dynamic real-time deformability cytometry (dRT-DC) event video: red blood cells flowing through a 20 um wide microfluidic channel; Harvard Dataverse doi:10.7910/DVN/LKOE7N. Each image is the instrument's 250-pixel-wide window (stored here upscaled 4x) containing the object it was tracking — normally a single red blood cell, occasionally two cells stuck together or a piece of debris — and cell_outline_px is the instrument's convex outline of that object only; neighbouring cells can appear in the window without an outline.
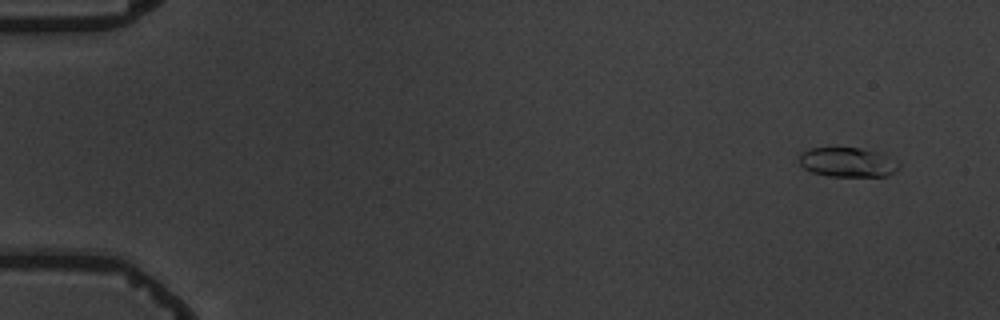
{"species": "common noctule bat (a hibernating species)", "species_latin": "Nyctalus noctula", "temperature_condition": "warm", "stored_images_in_passage": 5, "camera_frame_rate_fps": 3000, "um_per_image_px": 0.085, "animal": {"sex": "male", "body_mass_g": 19.5, "forearm_length_mm": 54.6}, "frame": {"image": 1, "passage_image": 1, "time_ms": 0.0, "image_size_px": [1000, 320], "cell_outline_px": [[900, 168], [888, 176], [828, 176], [812, 172], [804, 168], [800, 164], [800, 152], [808, 148], [860, 148], [884, 152], [900, 164]], "centroid_in_image_um": [72.09, 13.78], "position_along_channel_um": 12.9, "area_um2": 17.4}}
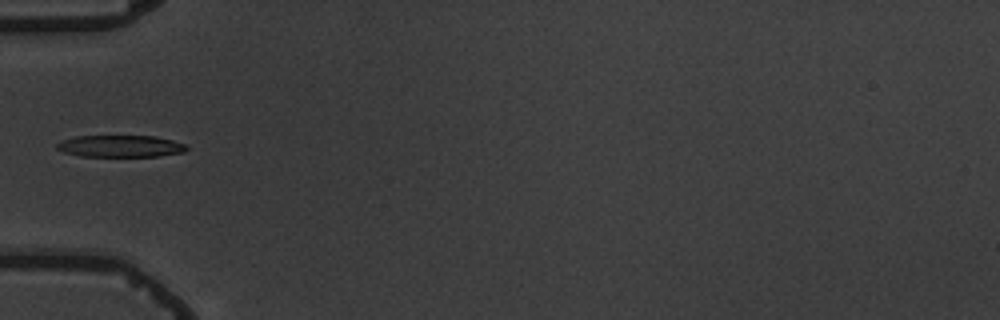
{"frame": {"image": 2, "passage_image": 5, "time_ms": 5.333, "image_size_px": [1000, 320], "cell_outline_px": [[188, 148], [184, 152], [160, 156], [80, 156], [64, 152], [56, 148], [56, 144], [64, 140], [76, 136], [156, 136], [172, 140], [184, 144]], "centroid_in_image_um": [10.25, 12.42], "position_along_channel_um": 74.8, "area_um2": 16.42}}